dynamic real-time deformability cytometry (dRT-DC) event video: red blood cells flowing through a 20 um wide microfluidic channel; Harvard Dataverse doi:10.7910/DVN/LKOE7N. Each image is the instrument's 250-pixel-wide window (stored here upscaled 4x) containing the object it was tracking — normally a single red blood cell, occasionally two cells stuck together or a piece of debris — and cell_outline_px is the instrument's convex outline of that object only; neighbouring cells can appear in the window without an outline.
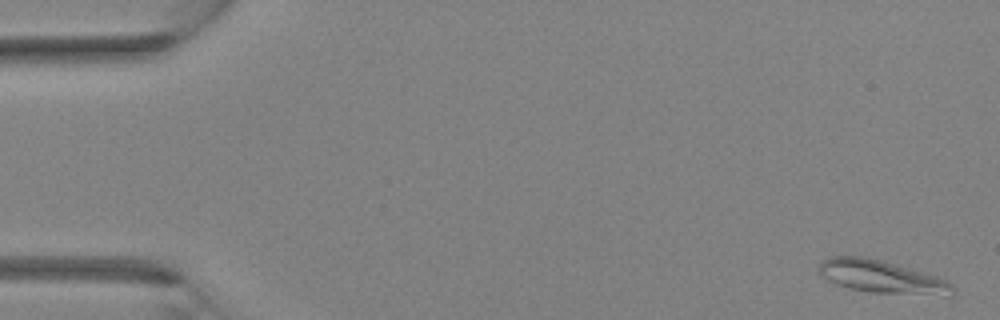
{"species": "Egyptian fruit bat (a non-hibernating species)", "species_latin": "Rousettus aegyptiacus", "temperature_condition": "room temperature", "stored_images_in_passage": 3, "camera_frame_rate_fps": 3000, "um_per_image_px": 0.085, "animal": {"sex": "female"}, "frame": {"image": 1, "passage_image": 1, "time_ms": 0.0, "image_size_px": [1000, 320], "cell_outline_px": [[956, 292], [944, 296], [868, 292], [848, 288], [836, 284], [820, 276], [816, 268], [828, 256], [860, 256], [880, 260], [896, 264], [936, 276], [948, 280], [956, 288]], "centroid_in_image_um": [74.94, 23.54], "position_along_channel_um": 10.1, "area_um2": 25.84}}